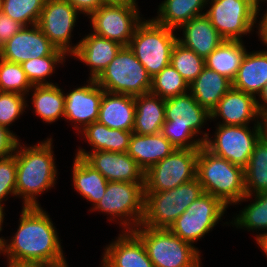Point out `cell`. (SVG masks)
Here are the masks:
<instances>
[{
    "mask_svg": "<svg viewBox=\"0 0 267 267\" xmlns=\"http://www.w3.org/2000/svg\"><path fill=\"white\" fill-rule=\"evenodd\" d=\"M17 232L7 239L1 254L7 261L60 266L67 263L50 215L41 206H22Z\"/></svg>",
    "mask_w": 267,
    "mask_h": 267,
    "instance_id": "1",
    "label": "cell"
},
{
    "mask_svg": "<svg viewBox=\"0 0 267 267\" xmlns=\"http://www.w3.org/2000/svg\"><path fill=\"white\" fill-rule=\"evenodd\" d=\"M52 141V138H47L32 146L26 147L20 142L17 145L14 153L17 166L16 197L21 196L24 207L41 206L37 197L56 184L58 171Z\"/></svg>",
    "mask_w": 267,
    "mask_h": 267,
    "instance_id": "2",
    "label": "cell"
},
{
    "mask_svg": "<svg viewBox=\"0 0 267 267\" xmlns=\"http://www.w3.org/2000/svg\"><path fill=\"white\" fill-rule=\"evenodd\" d=\"M208 119H211L210 112L187 92L165 99V122L160 133L176 149H199L209 136V133L201 131ZM198 134H203V137L195 139Z\"/></svg>",
    "mask_w": 267,
    "mask_h": 267,
    "instance_id": "3",
    "label": "cell"
},
{
    "mask_svg": "<svg viewBox=\"0 0 267 267\" xmlns=\"http://www.w3.org/2000/svg\"><path fill=\"white\" fill-rule=\"evenodd\" d=\"M196 178L203 191L220 199L227 207L246 195L244 168L199 148Z\"/></svg>",
    "mask_w": 267,
    "mask_h": 267,
    "instance_id": "4",
    "label": "cell"
},
{
    "mask_svg": "<svg viewBox=\"0 0 267 267\" xmlns=\"http://www.w3.org/2000/svg\"><path fill=\"white\" fill-rule=\"evenodd\" d=\"M143 242L154 267H201V252L169 229L140 224L132 230Z\"/></svg>",
    "mask_w": 267,
    "mask_h": 267,
    "instance_id": "5",
    "label": "cell"
},
{
    "mask_svg": "<svg viewBox=\"0 0 267 267\" xmlns=\"http://www.w3.org/2000/svg\"><path fill=\"white\" fill-rule=\"evenodd\" d=\"M203 193L202 185L197 178L167 191L144 192L142 225L155 229H169Z\"/></svg>",
    "mask_w": 267,
    "mask_h": 267,
    "instance_id": "6",
    "label": "cell"
},
{
    "mask_svg": "<svg viewBox=\"0 0 267 267\" xmlns=\"http://www.w3.org/2000/svg\"><path fill=\"white\" fill-rule=\"evenodd\" d=\"M176 30L145 18L137 25L129 48L153 77L170 64L174 45L178 41Z\"/></svg>",
    "mask_w": 267,
    "mask_h": 267,
    "instance_id": "7",
    "label": "cell"
},
{
    "mask_svg": "<svg viewBox=\"0 0 267 267\" xmlns=\"http://www.w3.org/2000/svg\"><path fill=\"white\" fill-rule=\"evenodd\" d=\"M145 182H108L104 196L89 211L109 214L110 221L118 219L123 231H132L142 224L144 216ZM117 218V219H116Z\"/></svg>",
    "mask_w": 267,
    "mask_h": 267,
    "instance_id": "8",
    "label": "cell"
},
{
    "mask_svg": "<svg viewBox=\"0 0 267 267\" xmlns=\"http://www.w3.org/2000/svg\"><path fill=\"white\" fill-rule=\"evenodd\" d=\"M151 79L129 46H123L95 81L106 92L138 96L150 92Z\"/></svg>",
    "mask_w": 267,
    "mask_h": 267,
    "instance_id": "9",
    "label": "cell"
},
{
    "mask_svg": "<svg viewBox=\"0 0 267 267\" xmlns=\"http://www.w3.org/2000/svg\"><path fill=\"white\" fill-rule=\"evenodd\" d=\"M220 125L217 124L214 138L207 137L204 147L216 156L245 168L255 145L262 137L261 125Z\"/></svg>",
    "mask_w": 267,
    "mask_h": 267,
    "instance_id": "10",
    "label": "cell"
},
{
    "mask_svg": "<svg viewBox=\"0 0 267 267\" xmlns=\"http://www.w3.org/2000/svg\"><path fill=\"white\" fill-rule=\"evenodd\" d=\"M211 1V2H210ZM205 15L225 40H239L253 30L259 17L253 0H207Z\"/></svg>",
    "mask_w": 267,
    "mask_h": 267,
    "instance_id": "11",
    "label": "cell"
},
{
    "mask_svg": "<svg viewBox=\"0 0 267 267\" xmlns=\"http://www.w3.org/2000/svg\"><path fill=\"white\" fill-rule=\"evenodd\" d=\"M199 149H175L145 172L144 192H163L196 178Z\"/></svg>",
    "mask_w": 267,
    "mask_h": 267,
    "instance_id": "12",
    "label": "cell"
},
{
    "mask_svg": "<svg viewBox=\"0 0 267 267\" xmlns=\"http://www.w3.org/2000/svg\"><path fill=\"white\" fill-rule=\"evenodd\" d=\"M227 208L217 197L203 193L175 220L169 230L193 245L212 231Z\"/></svg>",
    "mask_w": 267,
    "mask_h": 267,
    "instance_id": "13",
    "label": "cell"
},
{
    "mask_svg": "<svg viewBox=\"0 0 267 267\" xmlns=\"http://www.w3.org/2000/svg\"><path fill=\"white\" fill-rule=\"evenodd\" d=\"M136 0L124 4L102 5L88 18L91 32L128 46L137 25L143 20Z\"/></svg>",
    "mask_w": 267,
    "mask_h": 267,
    "instance_id": "14",
    "label": "cell"
},
{
    "mask_svg": "<svg viewBox=\"0 0 267 267\" xmlns=\"http://www.w3.org/2000/svg\"><path fill=\"white\" fill-rule=\"evenodd\" d=\"M79 13L66 0H46L37 23L50 42L67 56L78 47L71 43V34Z\"/></svg>",
    "mask_w": 267,
    "mask_h": 267,
    "instance_id": "15",
    "label": "cell"
},
{
    "mask_svg": "<svg viewBox=\"0 0 267 267\" xmlns=\"http://www.w3.org/2000/svg\"><path fill=\"white\" fill-rule=\"evenodd\" d=\"M45 56L67 55L50 42L37 24L24 26L0 48V58L13 63Z\"/></svg>",
    "mask_w": 267,
    "mask_h": 267,
    "instance_id": "16",
    "label": "cell"
},
{
    "mask_svg": "<svg viewBox=\"0 0 267 267\" xmlns=\"http://www.w3.org/2000/svg\"><path fill=\"white\" fill-rule=\"evenodd\" d=\"M78 149L75 155L98 170L108 182H145L144 170L127 152H88L80 147Z\"/></svg>",
    "mask_w": 267,
    "mask_h": 267,
    "instance_id": "17",
    "label": "cell"
},
{
    "mask_svg": "<svg viewBox=\"0 0 267 267\" xmlns=\"http://www.w3.org/2000/svg\"><path fill=\"white\" fill-rule=\"evenodd\" d=\"M87 82V85L64 93V119L74 123V129L78 134L86 126L97 121L104 93L95 79H89Z\"/></svg>",
    "mask_w": 267,
    "mask_h": 267,
    "instance_id": "18",
    "label": "cell"
},
{
    "mask_svg": "<svg viewBox=\"0 0 267 267\" xmlns=\"http://www.w3.org/2000/svg\"><path fill=\"white\" fill-rule=\"evenodd\" d=\"M211 119L221 117L220 125H249L254 121L260 124L261 116L257 109L256 98L231 87L211 111Z\"/></svg>",
    "mask_w": 267,
    "mask_h": 267,
    "instance_id": "19",
    "label": "cell"
},
{
    "mask_svg": "<svg viewBox=\"0 0 267 267\" xmlns=\"http://www.w3.org/2000/svg\"><path fill=\"white\" fill-rule=\"evenodd\" d=\"M101 256L110 267H154L141 239L133 231H121Z\"/></svg>",
    "mask_w": 267,
    "mask_h": 267,
    "instance_id": "20",
    "label": "cell"
},
{
    "mask_svg": "<svg viewBox=\"0 0 267 267\" xmlns=\"http://www.w3.org/2000/svg\"><path fill=\"white\" fill-rule=\"evenodd\" d=\"M77 43L76 51L70 56L89 66V79H96L123 47L119 43L93 32L87 34Z\"/></svg>",
    "mask_w": 267,
    "mask_h": 267,
    "instance_id": "21",
    "label": "cell"
},
{
    "mask_svg": "<svg viewBox=\"0 0 267 267\" xmlns=\"http://www.w3.org/2000/svg\"><path fill=\"white\" fill-rule=\"evenodd\" d=\"M179 29H183V36L177 37L178 42L204 59L225 40L205 14L192 18Z\"/></svg>",
    "mask_w": 267,
    "mask_h": 267,
    "instance_id": "22",
    "label": "cell"
},
{
    "mask_svg": "<svg viewBox=\"0 0 267 267\" xmlns=\"http://www.w3.org/2000/svg\"><path fill=\"white\" fill-rule=\"evenodd\" d=\"M135 96L104 91L97 121L112 129L132 131Z\"/></svg>",
    "mask_w": 267,
    "mask_h": 267,
    "instance_id": "23",
    "label": "cell"
},
{
    "mask_svg": "<svg viewBox=\"0 0 267 267\" xmlns=\"http://www.w3.org/2000/svg\"><path fill=\"white\" fill-rule=\"evenodd\" d=\"M267 83V51L247 52L243 56L232 87L258 96Z\"/></svg>",
    "mask_w": 267,
    "mask_h": 267,
    "instance_id": "24",
    "label": "cell"
},
{
    "mask_svg": "<svg viewBox=\"0 0 267 267\" xmlns=\"http://www.w3.org/2000/svg\"><path fill=\"white\" fill-rule=\"evenodd\" d=\"M176 148L161 133L140 135L132 133L128 154L146 172Z\"/></svg>",
    "mask_w": 267,
    "mask_h": 267,
    "instance_id": "25",
    "label": "cell"
},
{
    "mask_svg": "<svg viewBox=\"0 0 267 267\" xmlns=\"http://www.w3.org/2000/svg\"><path fill=\"white\" fill-rule=\"evenodd\" d=\"M165 122V99L152 93L135 96V119L132 132L157 134Z\"/></svg>",
    "mask_w": 267,
    "mask_h": 267,
    "instance_id": "26",
    "label": "cell"
},
{
    "mask_svg": "<svg viewBox=\"0 0 267 267\" xmlns=\"http://www.w3.org/2000/svg\"><path fill=\"white\" fill-rule=\"evenodd\" d=\"M231 87V80L205 66L198 77L189 84V92L211 113Z\"/></svg>",
    "mask_w": 267,
    "mask_h": 267,
    "instance_id": "27",
    "label": "cell"
},
{
    "mask_svg": "<svg viewBox=\"0 0 267 267\" xmlns=\"http://www.w3.org/2000/svg\"><path fill=\"white\" fill-rule=\"evenodd\" d=\"M73 187L93 207L101 200L107 188V179L95 168L89 165L82 157L75 155L72 165Z\"/></svg>",
    "mask_w": 267,
    "mask_h": 267,
    "instance_id": "28",
    "label": "cell"
},
{
    "mask_svg": "<svg viewBox=\"0 0 267 267\" xmlns=\"http://www.w3.org/2000/svg\"><path fill=\"white\" fill-rule=\"evenodd\" d=\"M207 0H164L158 5L156 23L179 30V28L192 18L205 14ZM204 8V9H203Z\"/></svg>",
    "mask_w": 267,
    "mask_h": 267,
    "instance_id": "29",
    "label": "cell"
},
{
    "mask_svg": "<svg viewBox=\"0 0 267 267\" xmlns=\"http://www.w3.org/2000/svg\"><path fill=\"white\" fill-rule=\"evenodd\" d=\"M92 147L91 152L103 150L110 152H128L132 131L112 129L95 121L86 126L79 134Z\"/></svg>",
    "mask_w": 267,
    "mask_h": 267,
    "instance_id": "30",
    "label": "cell"
},
{
    "mask_svg": "<svg viewBox=\"0 0 267 267\" xmlns=\"http://www.w3.org/2000/svg\"><path fill=\"white\" fill-rule=\"evenodd\" d=\"M245 53L243 40H224L205 58V66L233 81Z\"/></svg>",
    "mask_w": 267,
    "mask_h": 267,
    "instance_id": "31",
    "label": "cell"
},
{
    "mask_svg": "<svg viewBox=\"0 0 267 267\" xmlns=\"http://www.w3.org/2000/svg\"><path fill=\"white\" fill-rule=\"evenodd\" d=\"M57 85H34L30 90L34 92L30 100L36 116L50 124L64 117L65 95Z\"/></svg>",
    "mask_w": 267,
    "mask_h": 267,
    "instance_id": "32",
    "label": "cell"
},
{
    "mask_svg": "<svg viewBox=\"0 0 267 267\" xmlns=\"http://www.w3.org/2000/svg\"><path fill=\"white\" fill-rule=\"evenodd\" d=\"M244 176L246 195L267 191V141L262 137L244 168Z\"/></svg>",
    "mask_w": 267,
    "mask_h": 267,
    "instance_id": "33",
    "label": "cell"
},
{
    "mask_svg": "<svg viewBox=\"0 0 267 267\" xmlns=\"http://www.w3.org/2000/svg\"><path fill=\"white\" fill-rule=\"evenodd\" d=\"M254 197L252 203L248 204L242 210H240L239 214H237L230 224L235 225L236 228H246L244 230H256L261 229L262 231L267 232V191L245 195L241 200H239L235 205L241 204V202L247 201L251 197ZM234 221V222H233Z\"/></svg>",
    "mask_w": 267,
    "mask_h": 267,
    "instance_id": "34",
    "label": "cell"
},
{
    "mask_svg": "<svg viewBox=\"0 0 267 267\" xmlns=\"http://www.w3.org/2000/svg\"><path fill=\"white\" fill-rule=\"evenodd\" d=\"M189 91L188 82L171 65H167L151 79L150 93L169 99Z\"/></svg>",
    "mask_w": 267,
    "mask_h": 267,
    "instance_id": "35",
    "label": "cell"
},
{
    "mask_svg": "<svg viewBox=\"0 0 267 267\" xmlns=\"http://www.w3.org/2000/svg\"><path fill=\"white\" fill-rule=\"evenodd\" d=\"M170 64L190 84L202 72L205 59L177 41L172 50Z\"/></svg>",
    "mask_w": 267,
    "mask_h": 267,
    "instance_id": "36",
    "label": "cell"
},
{
    "mask_svg": "<svg viewBox=\"0 0 267 267\" xmlns=\"http://www.w3.org/2000/svg\"><path fill=\"white\" fill-rule=\"evenodd\" d=\"M46 0H3L1 11L24 26L38 23Z\"/></svg>",
    "mask_w": 267,
    "mask_h": 267,
    "instance_id": "37",
    "label": "cell"
},
{
    "mask_svg": "<svg viewBox=\"0 0 267 267\" xmlns=\"http://www.w3.org/2000/svg\"><path fill=\"white\" fill-rule=\"evenodd\" d=\"M32 85L22 65L0 58V92L29 95Z\"/></svg>",
    "mask_w": 267,
    "mask_h": 267,
    "instance_id": "38",
    "label": "cell"
},
{
    "mask_svg": "<svg viewBox=\"0 0 267 267\" xmlns=\"http://www.w3.org/2000/svg\"><path fill=\"white\" fill-rule=\"evenodd\" d=\"M66 56H45L35 59H30L21 63L23 70L25 71L26 77L34 85H51L52 82L47 81V77L51 76L56 65L63 62L65 63Z\"/></svg>",
    "mask_w": 267,
    "mask_h": 267,
    "instance_id": "39",
    "label": "cell"
},
{
    "mask_svg": "<svg viewBox=\"0 0 267 267\" xmlns=\"http://www.w3.org/2000/svg\"><path fill=\"white\" fill-rule=\"evenodd\" d=\"M26 99L23 94L0 92V126L10 129L9 126L29 107Z\"/></svg>",
    "mask_w": 267,
    "mask_h": 267,
    "instance_id": "40",
    "label": "cell"
},
{
    "mask_svg": "<svg viewBox=\"0 0 267 267\" xmlns=\"http://www.w3.org/2000/svg\"><path fill=\"white\" fill-rule=\"evenodd\" d=\"M16 156L13 154L0 159V207H4V201L8 195L16 196Z\"/></svg>",
    "mask_w": 267,
    "mask_h": 267,
    "instance_id": "41",
    "label": "cell"
},
{
    "mask_svg": "<svg viewBox=\"0 0 267 267\" xmlns=\"http://www.w3.org/2000/svg\"><path fill=\"white\" fill-rule=\"evenodd\" d=\"M18 136L10 129L0 126V159L13 155L19 143Z\"/></svg>",
    "mask_w": 267,
    "mask_h": 267,
    "instance_id": "42",
    "label": "cell"
},
{
    "mask_svg": "<svg viewBox=\"0 0 267 267\" xmlns=\"http://www.w3.org/2000/svg\"><path fill=\"white\" fill-rule=\"evenodd\" d=\"M23 27L24 25L0 11V48Z\"/></svg>",
    "mask_w": 267,
    "mask_h": 267,
    "instance_id": "43",
    "label": "cell"
},
{
    "mask_svg": "<svg viewBox=\"0 0 267 267\" xmlns=\"http://www.w3.org/2000/svg\"><path fill=\"white\" fill-rule=\"evenodd\" d=\"M68 1L78 12L90 16L99 7L104 5L101 0H66Z\"/></svg>",
    "mask_w": 267,
    "mask_h": 267,
    "instance_id": "44",
    "label": "cell"
},
{
    "mask_svg": "<svg viewBox=\"0 0 267 267\" xmlns=\"http://www.w3.org/2000/svg\"><path fill=\"white\" fill-rule=\"evenodd\" d=\"M258 96L259 99H256L257 109L260 116H263L267 114V83Z\"/></svg>",
    "mask_w": 267,
    "mask_h": 267,
    "instance_id": "45",
    "label": "cell"
},
{
    "mask_svg": "<svg viewBox=\"0 0 267 267\" xmlns=\"http://www.w3.org/2000/svg\"><path fill=\"white\" fill-rule=\"evenodd\" d=\"M7 262H8L7 267H52L41 263L14 262V261H7Z\"/></svg>",
    "mask_w": 267,
    "mask_h": 267,
    "instance_id": "46",
    "label": "cell"
},
{
    "mask_svg": "<svg viewBox=\"0 0 267 267\" xmlns=\"http://www.w3.org/2000/svg\"><path fill=\"white\" fill-rule=\"evenodd\" d=\"M256 244L263 250L267 257V232H262L256 235Z\"/></svg>",
    "mask_w": 267,
    "mask_h": 267,
    "instance_id": "47",
    "label": "cell"
},
{
    "mask_svg": "<svg viewBox=\"0 0 267 267\" xmlns=\"http://www.w3.org/2000/svg\"><path fill=\"white\" fill-rule=\"evenodd\" d=\"M255 27H258L259 39L267 46V25H256Z\"/></svg>",
    "mask_w": 267,
    "mask_h": 267,
    "instance_id": "48",
    "label": "cell"
},
{
    "mask_svg": "<svg viewBox=\"0 0 267 267\" xmlns=\"http://www.w3.org/2000/svg\"><path fill=\"white\" fill-rule=\"evenodd\" d=\"M260 125L262 131V138H264L267 141V114L261 116Z\"/></svg>",
    "mask_w": 267,
    "mask_h": 267,
    "instance_id": "49",
    "label": "cell"
},
{
    "mask_svg": "<svg viewBox=\"0 0 267 267\" xmlns=\"http://www.w3.org/2000/svg\"><path fill=\"white\" fill-rule=\"evenodd\" d=\"M4 209L5 207H0V232L2 231V227H3L2 224L4 222V217H5ZM5 240H6L5 237H0V249H2Z\"/></svg>",
    "mask_w": 267,
    "mask_h": 267,
    "instance_id": "50",
    "label": "cell"
},
{
    "mask_svg": "<svg viewBox=\"0 0 267 267\" xmlns=\"http://www.w3.org/2000/svg\"><path fill=\"white\" fill-rule=\"evenodd\" d=\"M133 0H101V2L104 5H108V4H124L127 2H132Z\"/></svg>",
    "mask_w": 267,
    "mask_h": 267,
    "instance_id": "51",
    "label": "cell"
},
{
    "mask_svg": "<svg viewBox=\"0 0 267 267\" xmlns=\"http://www.w3.org/2000/svg\"><path fill=\"white\" fill-rule=\"evenodd\" d=\"M267 10V9H266ZM264 16L261 18V20L257 23L258 25H267V11L265 12V14H263Z\"/></svg>",
    "mask_w": 267,
    "mask_h": 267,
    "instance_id": "52",
    "label": "cell"
},
{
    "mask_svg": "<svg viewBox=\"0 0 267 267\" xmlns=\"http://www.w3.org/2000/svg\"><path fill=\"white\" fill-rule=\"evenodd\" d=\"M254 1V4H255V7H256V10H257V12L259 13V11H260V4L262 3V2H267V0H253ZM261 2V3H260Z\"/></svg>",
    "mask_w": 267,
    "mask_h": 267,
    "instance_id": "53",
    "label": "cell"
},
{
    "mask_svg": "<svg viewBox=\"0 0 267 267\" xmlns=\"http://www.w3.org/2000/svg\"><path fill=\"white\" fill-rule=\"evenodd\" d=\"M101 267H110V265L102 258Z\"/></svg>",
    "mask_w": 267,
    "mask_h": 267,
    "instance_id": "54",
    "label": "cell"
},
{
    "mask_svg": "<svg viewBox=\"0 0 267 267\" xmlns=\"http://www.w3.org/2000/svg\"><path fill=\"white\" fill-rule=\"evenodd\" d=\"M53 267H69V266H68V263H65V264H63V265H60V266H53Z\"/></svg>",
    "mask_w": 267,
    "mask_h": 267,
    "instance_id": "55",
    "label": "cell"
},
{
    "mask_svg": "<svg viewBox=\"0 0 267 267\" xmlns=\"http://www.w3.org/2000/svg\"><path fill=\"white\" fill-rule=\"evenodd\" d=\"M2 1L3 0H0V11H1V8H2Z\"/></svg>",
    "mask_w": 267,
    "mask_h": 267,
    "instance_id": "56",
    "label": "cell"
}]
</instances>
